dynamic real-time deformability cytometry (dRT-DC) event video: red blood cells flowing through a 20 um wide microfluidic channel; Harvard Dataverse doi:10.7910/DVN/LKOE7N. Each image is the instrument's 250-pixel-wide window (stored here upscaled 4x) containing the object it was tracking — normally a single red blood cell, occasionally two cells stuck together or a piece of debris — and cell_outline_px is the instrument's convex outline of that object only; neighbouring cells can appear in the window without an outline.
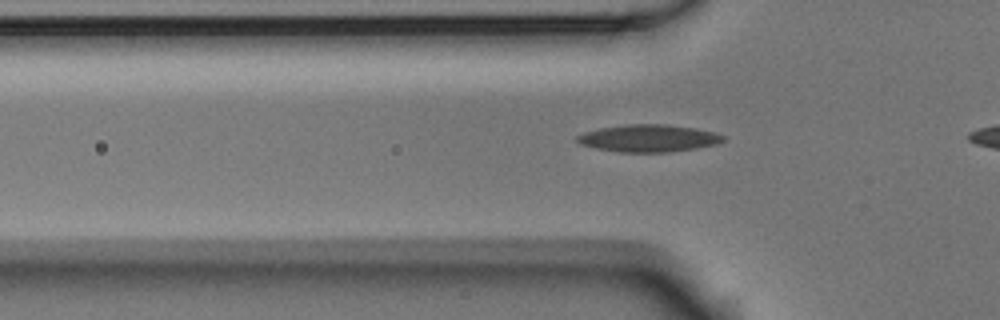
{"species": "Egyptian fruit bat (a non-hibernating species)", "species_latin": "Rousettus aegyptiacus", "temperature_condition": "room temperature", "stored_images_in_passage": 32, "camera_frame_rate_fps": 3000, "um_per_image_px": 0.085, "animal": {"sex": "male"}, "frame": {"image": 1, "passage_image": 6, "time_ms": 1.667, "image_size_px": [1000, 320], "cell_outline_px": [[724, 140], [716, 144], [696, 148], [668, 152], [620, 152], [596, 148], [580, 144], [576, 140], [576, 136], [584, 132], [600, 128], [628, 124], [664, 124], [696, 128], [716, 132], [724, 136]], "centroid_in_image_um": [55.13, 11.74], "position_along_channel_um": 70.7, "area_um2": 23.18}}
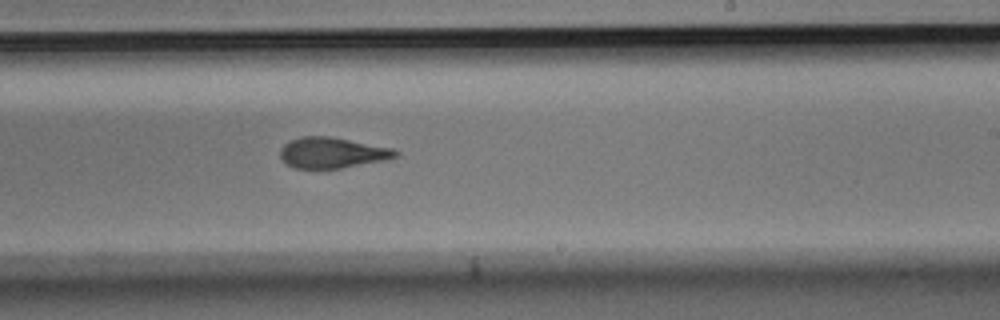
{"frame": {"image": 2, "passage_image": 21, "time_ms": 6.667, "image_size_px": [1000, 320], "cell_outline_px": [[400, 156], [384, 160], [340, 168], [296, 168], [288, 164], [280, 156], [280, 148], [284, 144], [300, 136], [328, 136], [392, 148], [400, 152]], "centroid_in_image_um": [28.25, 12.97], "position_along_channel_um": 260.8, "area_um2": 20.4}}
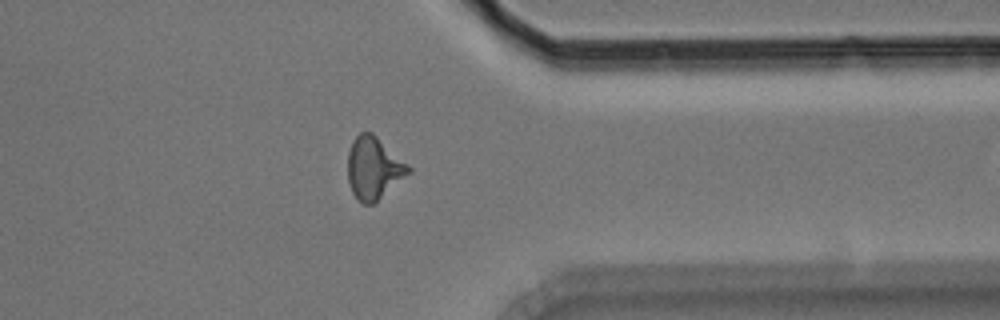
{"frame": {"image": 3, "passage_image": 31, "time_ms": 10.0, "image_size_px": [1000, 320], "cell_outline_px": [[412, 172], [372, 204], [360, 204], [356, 200], [352, 192], [348, 180], [348, 152], [352, 140], [360, 132], [372, 132], [408, 164], [412, 168]], "centroid_in_image_um": [31.76, 14.29], "position_along_channel_um": 379.6, "area_um2": 22.08}}